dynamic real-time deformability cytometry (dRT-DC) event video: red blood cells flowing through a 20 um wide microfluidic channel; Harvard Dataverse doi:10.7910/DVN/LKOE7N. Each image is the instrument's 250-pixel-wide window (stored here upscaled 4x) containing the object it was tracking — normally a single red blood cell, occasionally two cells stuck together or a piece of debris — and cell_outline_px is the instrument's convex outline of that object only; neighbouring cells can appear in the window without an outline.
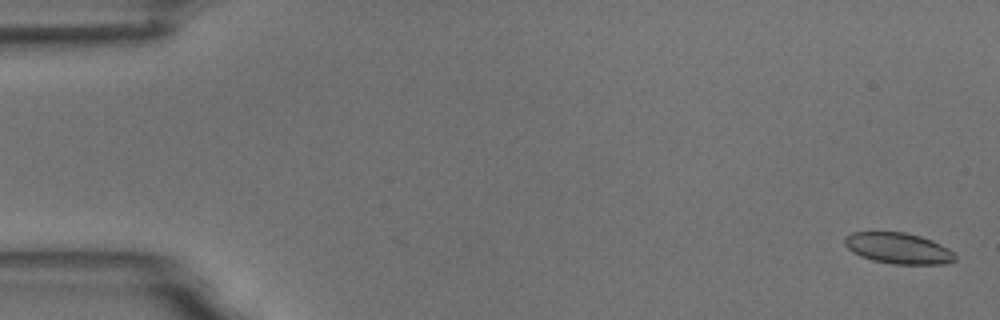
{"species": "common noctule bat (a hibernating species)", "species_latin": "Nyctalus noctula", "temperature_condition": "room temperature", "stored_images_in_passage": 5, "camera_frame_rate_fps": 3000, "um_per_image_px": 0.085, "animal": {"sex": "male", "body_mass_g": 18.8}, "frame": {"image": 1, "passage_image": 1, "time_ms": 0.0, "image_size_px": [1000, 320], "cell_outline_px": [[956, 260], [944, 264], [892, 264], [872, 260], [860, 256], [852, 252], [844, 244], [844, 236], [852, 232], [904, 232], [920, 236], [932, 240], [948, 248], [956, 256]], "centroid_in_image_um": [76.33, 21.1], "position_along_channel_um": 8.7, "area_um2": 20.0}}
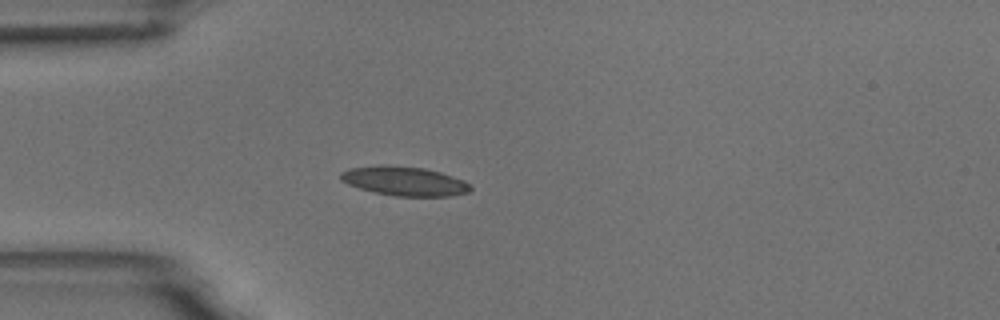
{"frame": {"image": 2, "passage_image": 5, "time_ms": 4.667, "image_size_px": [1000, 320], "cell_outline_px": [[472, 188], [468, 192], [452, 196], [396, 196], [376, 192], [360, 188], [348, 184], [340, 180], [340, 172], [348, 168], [424, 168], [440, 172], [464, 180]], "centroid_in_image_um": [34.44, 15.44], "position_along_channel_um": 50.6, "area_um2": 20.98}}